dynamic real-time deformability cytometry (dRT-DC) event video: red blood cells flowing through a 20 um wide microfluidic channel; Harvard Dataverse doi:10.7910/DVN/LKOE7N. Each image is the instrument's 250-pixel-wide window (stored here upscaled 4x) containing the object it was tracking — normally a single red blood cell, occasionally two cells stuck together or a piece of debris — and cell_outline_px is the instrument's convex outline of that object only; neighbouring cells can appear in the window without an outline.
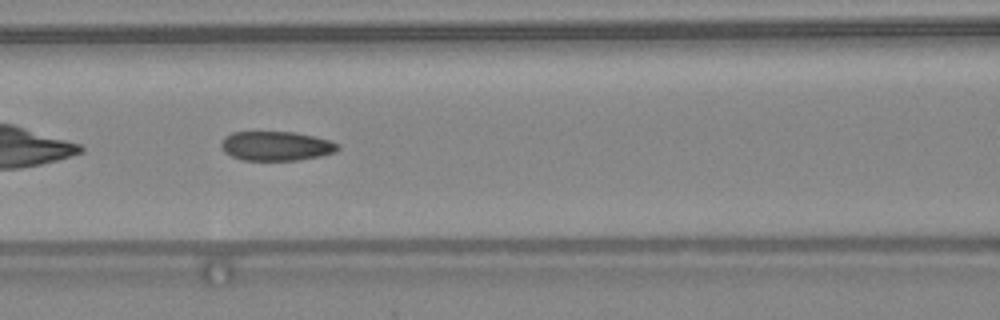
{"species": "common noctule bat (a hibernating species)", "species_latin": "Nyctalus noctula", "temperature_condition": "warm", "stored_images_in_passage": 33, "camera_frame_rate_fps": 3000, "um_per_image_px": 0.085, "animal": {"sex": "female", "body_mass_g": 24.6, "forearm_length_mm": 56.2}, "frame": {"image": 1, "passage_image": 21, "time_ms": 6.667, "image_size_px": [1000, 320], "cell_outline_px": [[340, 148], [336, 152], [320, 156], [296, 160], [244, 160], [232, 156], [224, 152], [220, 144], [224, 136], [232, 132], [292, 132], [332, 140], [340, 144]], "centroid_in_image_um": [23.49, 12.4], "position_along_channel_um": 143.1, "area_um2": 20.0}}
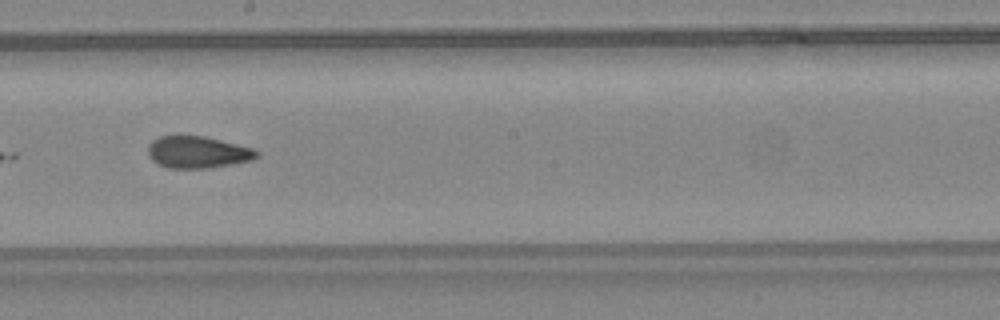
{"frame": {"image": 2, "passage_image": 27, "time_ms": 8.667, "image_size_px": [1000, 320], "cell_outline_px": [[260, 156], [252, 160], [232, 164], [208, 168], [168, 168], [152, 160], [148, 156], [148, 144], [152, 140], [160, 136], [204, 136], [252, 148], [260, 152]], "centroid_in_image_um": [16.8, 12.94], "position_along_channel_um": 231.4, "area_um2": 20.17}}